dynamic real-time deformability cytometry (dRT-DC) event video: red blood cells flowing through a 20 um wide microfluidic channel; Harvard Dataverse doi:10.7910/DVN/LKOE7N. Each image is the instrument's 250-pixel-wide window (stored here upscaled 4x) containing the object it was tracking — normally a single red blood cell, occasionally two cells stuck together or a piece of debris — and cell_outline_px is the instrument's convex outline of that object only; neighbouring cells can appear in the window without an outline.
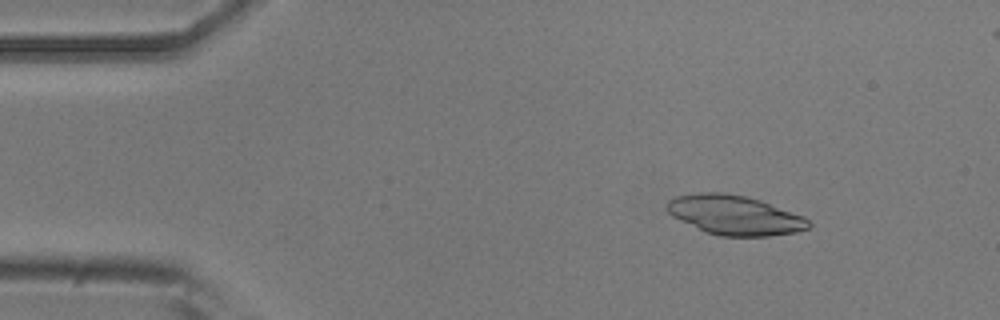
{"species": "common noctule bat (a hibernating species)", "species_latin": "Nyctalus noctula", "temperature_condition": "room temperature", "stored_images_in_passage": 52, "camera_frame_rate_fps": 3000, "um_per_image_px": 0.085, "animal": {"sex": "male", "body_mass_g": 20.5, "forearm_length_mm": 52.5}, "frame": {"image": 1, "passage_image": 7, "time_ms": 2.0, "image_size_px": [1000, 320], "cell_outline_px": [[812, 224], [808, 228], [796, 232], [768, 236], [720, 236], [704, 232], [672, 216], [664, 208], [668, 200], [676, 196], [700, 192], [724, 192], [744, 196], [760, 200], [804, 216]], "centroid_in_image_um": [62.42, 18.28], "position_along_channel_um": 22.6, "area_um2": 32.71}}